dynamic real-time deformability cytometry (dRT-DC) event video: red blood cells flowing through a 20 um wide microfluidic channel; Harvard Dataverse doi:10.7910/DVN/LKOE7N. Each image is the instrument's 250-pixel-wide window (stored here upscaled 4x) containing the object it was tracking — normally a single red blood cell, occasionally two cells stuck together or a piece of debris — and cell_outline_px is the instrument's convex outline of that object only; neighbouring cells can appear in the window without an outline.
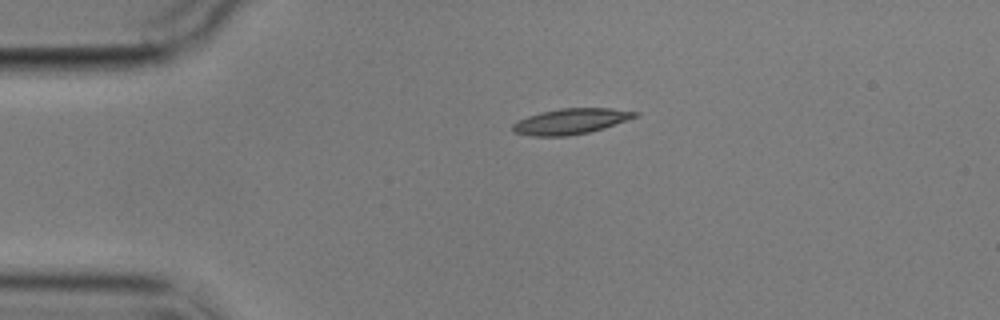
{"species": "common noctule bat (a hibernating species)", "species_latin": "Nyctalus noctula", "temperature_condition": "cold", "stored_images_in_passage": 3, "camera_frame_rate_fps": 3000, "um_per_image_px": 0.085, "animal": {"sex": "male", "body_mass_g": 17.9}, "frame": {"image": 1, "passage_image": 1, "time_ms": 0.0, "image_size_px": [1000, 320], "cell_outline_px": [[640, 112], [636, 116], [604, 128], [588, 132], [568, 136], [532, 136], [512, 132], [512, 124], [516, 120], [540, 112], [560, 108], [612, 108]], "centroid_in_image_um": [48.46, 10.31], "position_along_channel_um": 36.5, "area_um2": 18.26}}
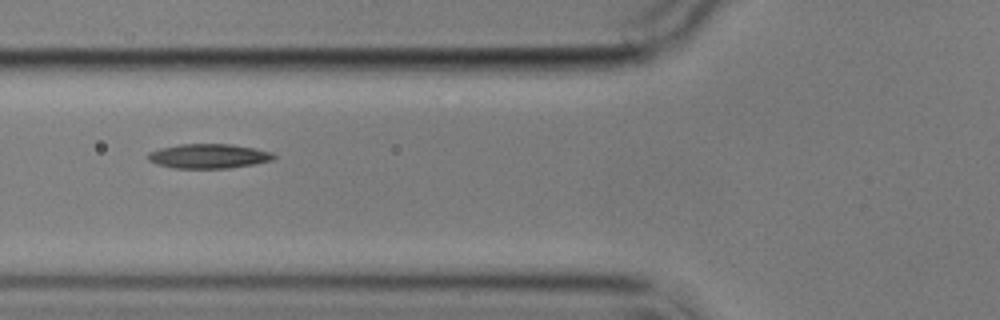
{"frame": {"image": 2, "passage_image": 3, "time_ms": 3.0, "image_size_px": [1000, 320], "cell_outline_px": [[276, 156], [272, 160], [252, 164], [228, 168], [172, 168], [156, 164], [148, 160], [148, 152], [160, 148], [180, 144], [232, 144], [272, 152]], "centroid_in_image_um": [17.69, 13.27], "position_along_channel_um": 108.1, "area_um2": 17.86}}